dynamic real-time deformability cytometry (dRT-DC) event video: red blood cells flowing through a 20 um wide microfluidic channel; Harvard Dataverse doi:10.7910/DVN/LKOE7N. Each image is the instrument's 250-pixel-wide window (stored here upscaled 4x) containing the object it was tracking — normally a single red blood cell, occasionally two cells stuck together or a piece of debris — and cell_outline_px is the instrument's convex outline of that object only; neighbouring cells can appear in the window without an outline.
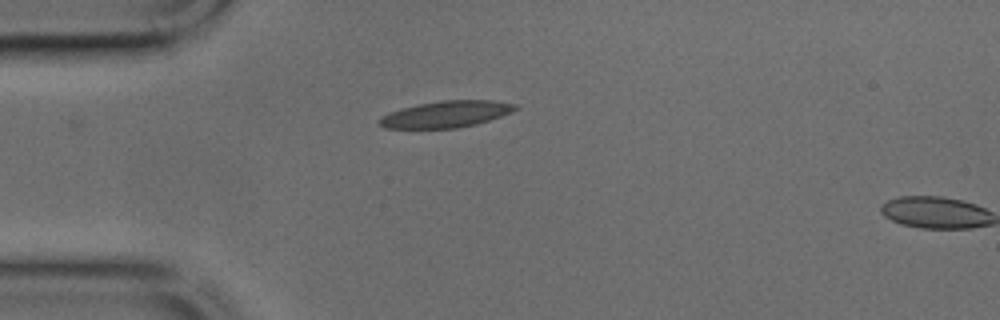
{"species": "common noctule bat (a hibernating species)", "species_latin": "Nyctalus noctula", "temperature_condition": "cold", "stored_images_in_passage": 2, "camera_frame_rate_fps": 3000, "um_per_image_px": 0.085, "animal": {"sex": "male", "body_mass_g": 17.9, "forearm_length_mm": 54.2}, "frame": {"image": 1, "passage_image": 1, "time_ms": 0.0, "image_size_px": [1000, 320], "cell_outline_px": [[520, 108], [500, 116], [476, 124], [456, 128], [384, 128], [376, 120], [392, 112], [404, 108], [420, 104], [440, 100], [492, 100], [516, 104]], "centroid_in_image_um": [37.95, 9.7], "position_along_channel_um": 47.0, "area_um2": 20.69}}